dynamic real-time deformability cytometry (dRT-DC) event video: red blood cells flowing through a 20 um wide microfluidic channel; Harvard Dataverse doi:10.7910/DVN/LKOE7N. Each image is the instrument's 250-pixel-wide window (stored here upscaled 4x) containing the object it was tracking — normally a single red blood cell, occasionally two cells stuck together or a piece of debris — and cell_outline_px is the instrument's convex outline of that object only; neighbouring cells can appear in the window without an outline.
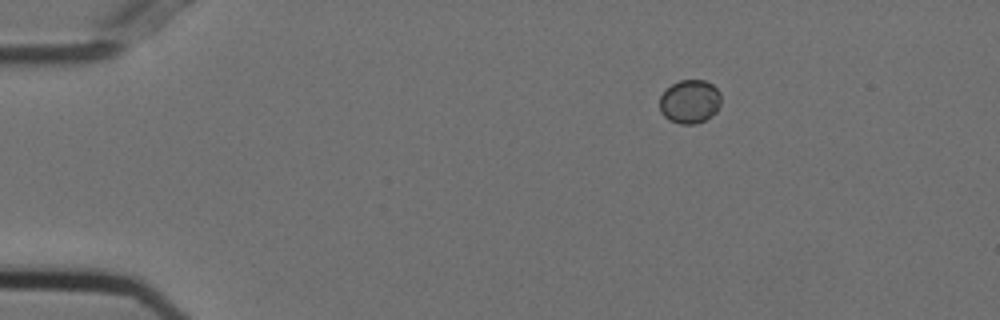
{"species": "Egyptian fruit bat (a non-hibernating species)", "species_latin": "Rousettus aegyptiacus", "temperature_condition": "cold", "stored_images_in_passage": 47, "camera_frame_rate_fps": 3000, "um_per_image_px": 0.085, "animal": {"sex": "female"}, "frame": {"image": 1, "passage_image": 1, "time_ms": 0.0, "image_size_px": [1000, 320], "cell_outline_px": [[720, 104], [716, 112], [712, 116], [696, 124], [680, 124], [668, 120], [660, 112], [660, 96], [672, 84], [680, 80], [704, 80], [712, 84], [720, 92]], "centroid_in_image_um": [58.63, 8.64], "position_along_channel_um": 26.4, "area_um2": 15.66}}
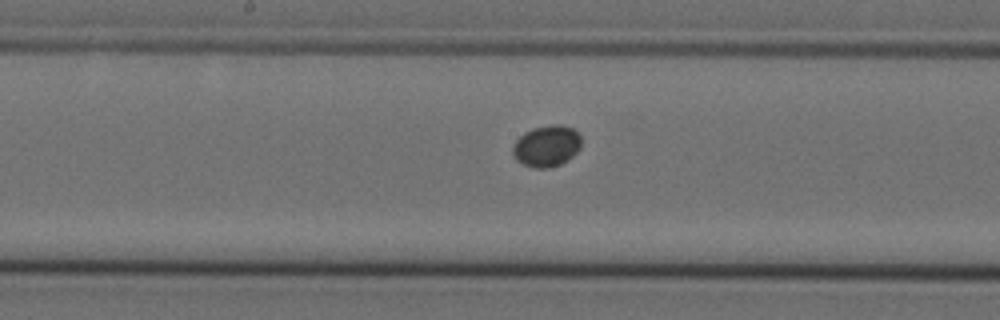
{"frame": {"image": 2, "passage_image": 21, "time_ms": 6.667, "image_size_px": [1000, 320], "cell_outline_px": [[580, 148], [568, 160], [560, 164], [544, 168], [532, 168], [516, 160], [512, 152], [512, 148], [516, 140], [524, 132], [532, 128], [552, 124], [560, 124], [572, 128], [580, 136]], "centroid_in_image_um": [46.44, 12.4], "position_along_channel_um": 201.8, "area_um2": 16.47}}
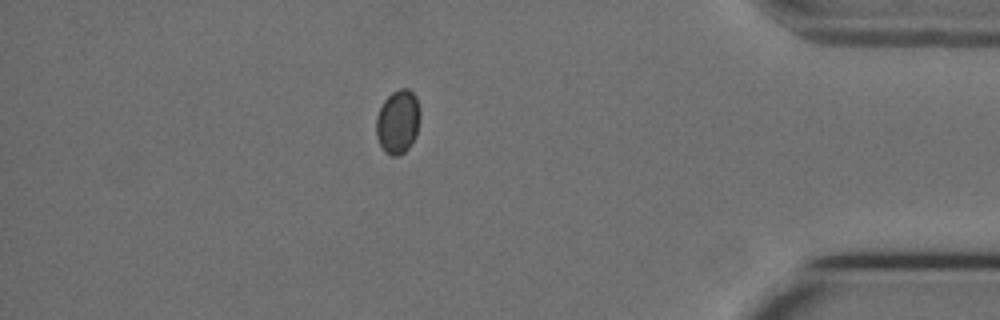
{"frame": {"image": 3, "passage_image": 40, "time_ms": 13.0, "image_size_px": [1000, 320], "cell_outline_px": [[420, 120], [416, 136], [408, 148], [400, 156], [392, 156], [384, 152], [376, 136], [376, 116], [384, 100], [392, 92], [400, 88], [408, 88], [416, 96], [420, 108]], "centroid_in_image_um": [33.83, 10.35], "position_along_channel_um": 401.4, "area_um2": 16.59}}